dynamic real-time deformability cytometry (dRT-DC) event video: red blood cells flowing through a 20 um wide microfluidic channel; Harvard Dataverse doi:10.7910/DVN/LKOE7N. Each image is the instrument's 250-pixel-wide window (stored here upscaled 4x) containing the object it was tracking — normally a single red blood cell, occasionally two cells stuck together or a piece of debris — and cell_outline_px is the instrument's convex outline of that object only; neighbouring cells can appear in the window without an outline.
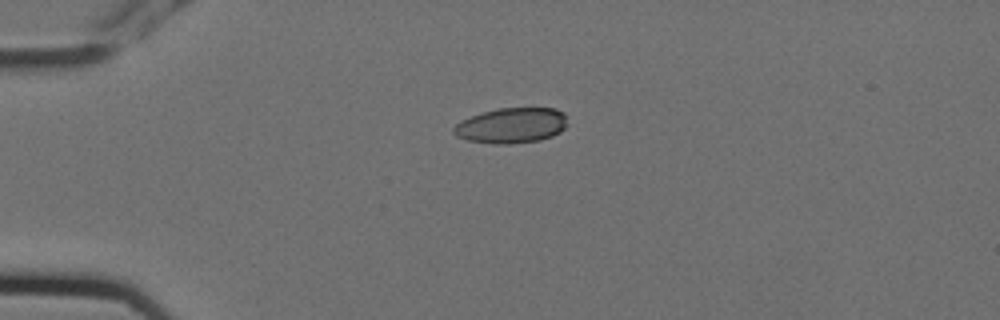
{"species": "Egyptian fruit bat (a non-hibernating species)", "species_latin": "Rousettus aegyptiacus", "temperature_condition": "cold", "stored_images_in_passage": 2, "camera_frame_rate_fps": 3000, "um_per_image_px": 0.085, "animal": {"sex": "female"}, "frame": {"image": 1, "passage_image": 1, "time_ms": 0.0, "image_size_px": [1000, 320], "cell_outline_px": [[564, 128], [560, 132], [552, 136], [540, 140], [508, 144], [492, 144], [468, 140], [456, 136], [452, 132], [452, 128], [460, 120], [496, 108], [556, 108], [564, 112]], "centroid_in_image_um": [43.43, 10.67], "position_along_channel_um": 41.6, "area_um2": 23.41}}